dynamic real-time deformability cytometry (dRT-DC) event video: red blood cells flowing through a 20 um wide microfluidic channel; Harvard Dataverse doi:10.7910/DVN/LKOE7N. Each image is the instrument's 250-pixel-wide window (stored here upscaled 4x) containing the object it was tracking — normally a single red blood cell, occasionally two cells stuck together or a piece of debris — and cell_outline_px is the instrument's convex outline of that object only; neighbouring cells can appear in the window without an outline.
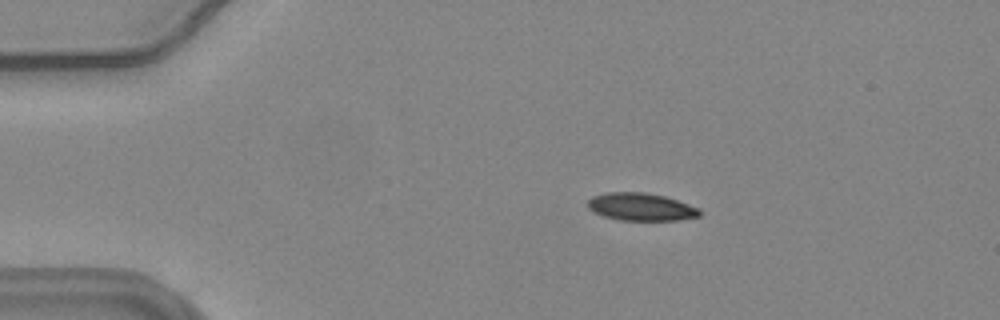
{"species": "common noctule bat (a hibernating species)", "species_latin": "Nyctalus noctula", "temperature_condition": "warm", "stored_images_in_passage": 46, "camera_frame_rate_fps": 3000, "um_per_image_px": 0.085, "animal": {"sex": "female", "body_mass_g": 24.6, "forearm_length_mm": 56.2}, "frame": {"image": 1, "passage_image": 1, "time_ms": 0.0, "image_size_px": [1000, 320], "cell_outline_px": [[700, 216], [680, 220], [620, 220], [604, 216], [588, 208], [588, 200], [592, 196], [608, 192], [644, 192], [664, 196], [700, 208]], "centroid_in_image_um": [54.49, 17.58], "position_along_channel_um": 30.5, "area_um2": 17.92}}
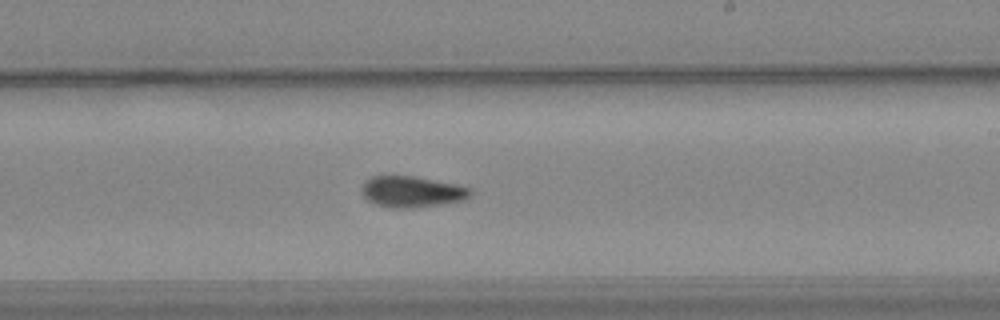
{"frame": {"image": 2, "passage_image": 24, "time_ms": 7.667, "image_size_px": [1000, 320], "cell_outline_px": [[472, 196], [464, 200], [440, 204], [412, 208], [392, 208], [376, 204], [368, 200], [364, 196], [364, 184], [372, 176], [412, 176], [456, 184], [472, 188]], "centroid_in_image_um": [35.08, 16.3], "position_along_channel_um": 253.9, "area_um2": 19.42}}
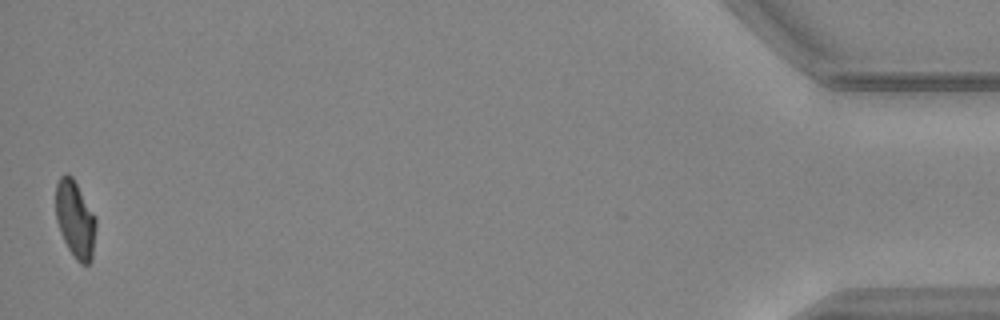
{"frame": {"image": 3, "passage_image": 46, "time_ms": 15.0, "image_size_px": [1000, 320], "cell_outline_px": [[96, 228], [92, 260], [88, 264], [80, 264], [76, 260], [68, 248], [60, 232], [56, 220], [56, 184], [60, 176], [64, 172], [68, 172], [72, 176], [96, 216]], "centroid_in_image_um": [6.4, 18.63], "position_along_channel_um": 428.8, "area_um2": 18.32}, "authors_computed_cell_mechanics": {"area_um2": 19.2474, "velocity_mm_per_s": 3.6712, "shape_relaxation_time_tau1_ms": 10.8425, "shape_relaxation_time_tau2_ms": 4.7806, "deformation_change_tau1": 0.2393, "deformation_change_tau2": 0.098}}